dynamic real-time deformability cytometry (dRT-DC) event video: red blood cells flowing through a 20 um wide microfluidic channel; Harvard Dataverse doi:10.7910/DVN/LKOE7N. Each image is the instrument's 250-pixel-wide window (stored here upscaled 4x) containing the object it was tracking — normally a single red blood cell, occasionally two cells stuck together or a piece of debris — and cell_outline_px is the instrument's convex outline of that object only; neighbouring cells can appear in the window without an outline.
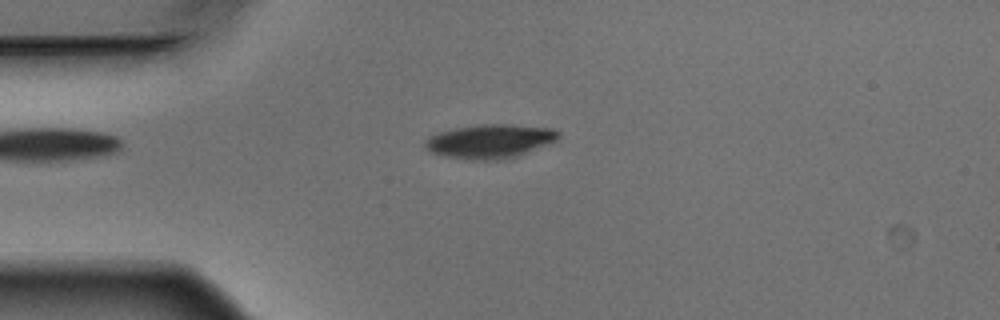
{"species": "Egyptian fruit bat (a non-hibernating species)", "species_latin": "Rousettus aegyptiacus", "temperature_condition": "warm", "stored_images_in_passage": 1, "camera_frame_rate_fps": 3000, "um_per_image_px": 0.085, "animal": {"sex": "male"}, "frame": {"image": 1, "passage_image": 1, "time_ms": 0.0, "image_size_px": [1000, 320], "cell_outline_px": [[560, 136], [556, 140], [548, 144], [516, 156], [488, 160], [476, 160], [444, 156], [432, 152], [424, 148], [424, 140], [428, 136], [436, 132], [456, 128], [480, 124], [512, 124], [552, 128], [560, 132]], "centroid_in_image_um": [41.61, 11.98], "position_along_channel_um": 43.4, "area_um2": 26.3}}